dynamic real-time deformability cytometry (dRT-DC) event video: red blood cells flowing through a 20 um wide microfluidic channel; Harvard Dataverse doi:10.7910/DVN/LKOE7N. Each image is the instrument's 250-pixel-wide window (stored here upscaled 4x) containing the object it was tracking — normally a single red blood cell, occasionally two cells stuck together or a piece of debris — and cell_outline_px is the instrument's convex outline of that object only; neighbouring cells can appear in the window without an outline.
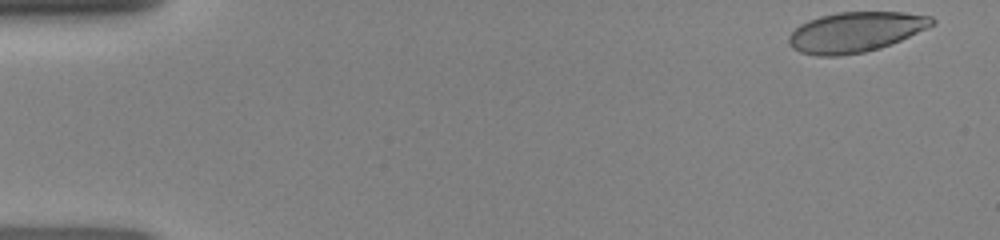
{"species": "human", "species_latin": "Homo sapiens", "temperature_condition": "room temperature", "stored_images_in_passage": 46, "camera_frame_rate_fps": 3000, "um_per_image_px": 0.085, "donor": {"sex": "female"}, "frame": {"image": 1, "passage_image": 1, "time_ms": 0.0, "image_size_px": [1000, 240], "cell_outline_px": [[936, 24], [900, 40], [880, 48], [864, 52], [836, 56], [816, 56], [800, 52], [792, 48], [788, 44], [788, 36], [800, 24], [808, 20], [820, 16], [836, 12], [904, 12], [932, 16], [936, 20]], "centroid_in_image_um": [72.71, 2.72], "position_along_channel_um": 12.3, "area_um2": 33.64}}
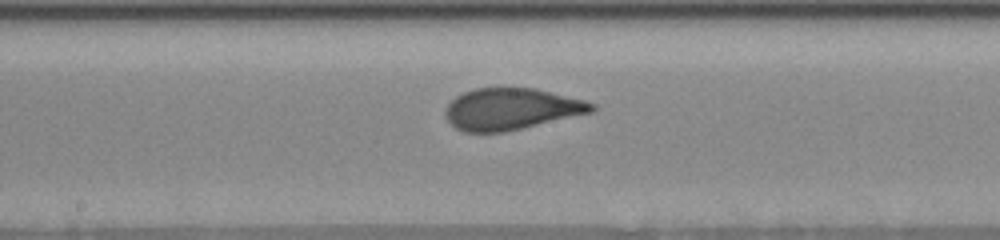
{"frame": {"image": 2, "passage_image": 24, "time_ms": 7.667, "image_size_px": [1000, 240], "cell_outline_px": [[596, 108], [592, 112], [524, 128], [504, 132], [460, 132], [444, 116], [444, 112], [448, 104], [456, 96], [464, 92], [476, 88], [536, 88], [584, 100], [596, 104]], "centroid_in_image_um": [43.45, 9.27], "position_along_channel_um": 204.8, "area_um2": 35.49}}
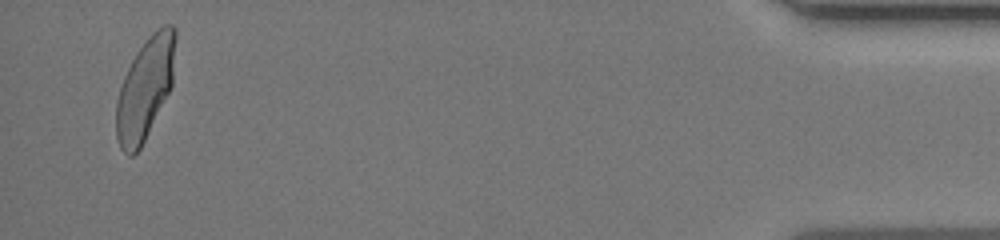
{"frame": {"image": 3, "passage_image": 45, "time_ms": 14.667, "image_size_px": [1000, 240], "cell_outline_px": [[176, 40], [172, 84], [140, 148], [132, 156], [128, 156], [120, 148], [116, 136], [116, 100], [124, 76], [132, 60], [148, 36], [152, 32], [164, 24], [172, 24], [176, 28]], "centroid_in_image_um": [12.33, 7.5], "position_along_channel_um": 422.9, "area_um2": 34.68}}